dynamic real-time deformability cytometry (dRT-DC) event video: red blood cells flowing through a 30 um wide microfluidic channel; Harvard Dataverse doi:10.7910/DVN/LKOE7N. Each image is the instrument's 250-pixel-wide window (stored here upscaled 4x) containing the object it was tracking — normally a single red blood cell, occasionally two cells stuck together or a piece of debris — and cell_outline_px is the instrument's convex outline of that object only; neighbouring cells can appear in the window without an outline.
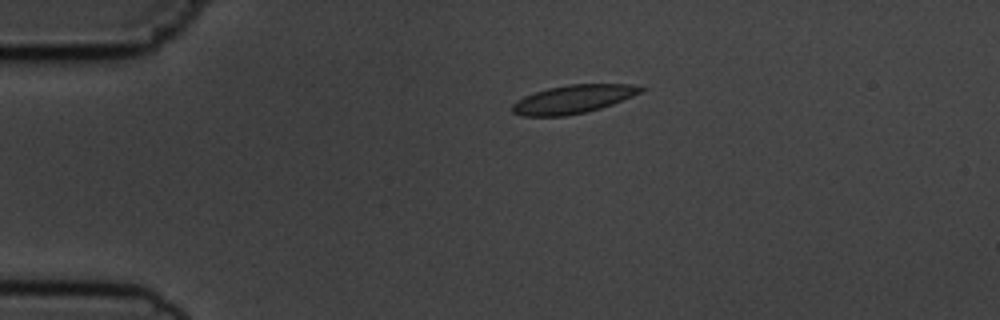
{"species": "common noctule bat (a hibernating species)", "species_latin": "Nyctalus noctula", "temperature_condition": "cold", "stored_images_in_passage": 2, "camera_frame_rate_fps": 3000, "um_per_image_px": 0.085, "animal": {"sex": "male", "body_mass_g": 19.5, "forearm_length_mm": 54.6}, "frame": {"image": 1, "passage_image": 1, "time_ms": 0.0, "image_size_px": [1000, 320], "cell_outline_px": [[648, 88], [632, 96], [612, 104], [600, 108], [584, 112], [564, 116], [524, 116], [512, 112], [512, 104], [516, 100], [524, 96], [548, 88], [568, 84], [632, 84]], "centroid_in_image_um": [48.71, 8.42], "position_along_channel_um": 36.3, "area_um2": 21.1}}